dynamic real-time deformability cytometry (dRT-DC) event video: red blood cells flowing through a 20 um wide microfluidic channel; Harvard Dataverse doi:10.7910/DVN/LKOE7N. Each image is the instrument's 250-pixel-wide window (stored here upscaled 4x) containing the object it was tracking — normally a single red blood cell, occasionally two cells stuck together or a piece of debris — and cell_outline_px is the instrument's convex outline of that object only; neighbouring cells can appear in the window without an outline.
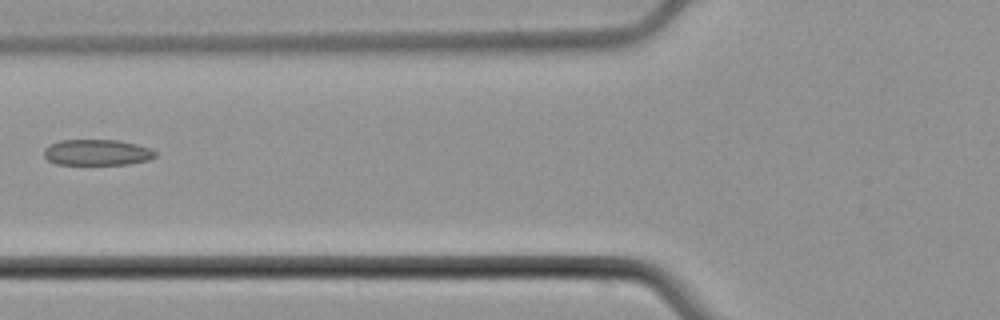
{"species": "common noctule bat (a hibernating species)", "species_latin": "Nyctalus noctula", "temperature_condition": "cold", "stored_images_in_passage": 5, "camera_frame_rate_fps": 3000, "um_per_image_px": 0.085, "animal": {"sex": "male", "body_mass_g": 21.5, "forearm_length_mm": 52.0}, "frame": {"image": 1, "passage_image": 5, "time_ms": 5.0, "image_size_px": [1000, 320], "cell_outline_px": [[156, 156], [148, 160], [128, 164], [56, 164], [48, 160], [44, 156], [44, 148], [48, 144], [60, 140], [116, 140], [136, 144], [148, 148], [156, 152]], "centroid_in_image_um": [8.2, 12.95], "position_along_channel_um": 117.6, "area_um2": 16.76}}